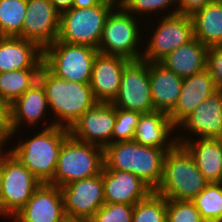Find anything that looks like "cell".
Returning <instances> with one entry per match:
<instances>
[{"mask_svg":"<svg viewBox=\"0 0 222 222\" xmlns=\"http://www.w3.org/2000/svg\"><path fill=\"white\" fill-rule=\"evenodd\" d=\"M118 0H103L87 8H71L60 14L57 40L98 49L107 17Z\"/></svg>","mask_w":222,"mask_h":222,"instance_id":"obj_6","label":"cell"},{"mask_svg":"<svg viewBox=\"0 0 222 222\" xmlns=\"http://www.w3.org/2000/svg\"><path fill=\"white\" fill-rule=\"evenodd\" d=\"M194 38L207 47L222 46V0H213L192 16Z\"/></svg>","mask_w":222,"mask_h":222,"instance_id":"obj_26","label":"cell"},{"mask_svg":"<svg viewBox=\"0 0 222 222\" xmlns=\"http://www.w3.org/2000/svg\"><path fill=\"white\" fill-rule=\"evenodd\" d=\"M13 218L14 222H63L67 217L60 188L41 183Z\"/></svg>","mask_w":222,"mask_h":222,"instance_id":"obj_15","label":"cell"},{"mask_svg":"<svg viewBox=\"0 0 222 222\" xmlns=\"http://www.w3.org/2000/svg\"><path fill=\"white\" fill-rule=\"evenodd\" d=\"M166 222H206L192 201L166 199Z\"/></svg>","mask_w":222,"mask_h":222,"instance_id":"obj_32","label":"cell"},{"mask_svg":"<svg viewBox=\"0 0 222 222\" xmlns=\"http://www.w3.org/2000/svg\"><path fill=\"white\" fill-rule=\"evenodd\" d=\"M38 80L43 85L48 106L57 118L65 120L62 127L71 126L97 101L93 96L90 84L66 81L52 74L44 65L41 67ZM65 124V125H64Z\"/></svg>","mask_w":222,"mask_h":222,"instance_id":"obj_4","label":"cell"},{"mask_svg":"<svg viewBox=\"0 0 222 222\" xmlns=\"http://www.w3.org/2000/svg\"><path fill=\"white\" fill-rule=\"evenodd\" d=\"M206 69L213 78L216 88L222 90V46L208 47Z\"/></svg>","mask_w":222,"mask_h":222,"instance_id":"obj_35","label":"cell"},{"mask_svg":"<svg viewBox=\"0 0 222 222\" xmlns=\"http://www.w3.org/2000/svg\"><path fill=\"white\" fill-rule=\"evenodd\" d=\"M218 89L207 69L186 77L175 108L168 114L173 124H179Z\"/></svg>","mask_w":222,"mask_h":222,"instance_id":"obj_18","label":"cell"},{"mask_svg":"<svg viewBox=\"0 0 222 222\" xmlns=\"http://www.w3.org/2000/svg\"><path fill=\"white\" fill-rule=\"evenodd\" d=\"M218 183L222 184V174Z\"/></svg>","mask_w":222,"mask_h":222,"instance_id":"obj_43","label":"cell"},{"mask_svg":"<svg viewBox=\"0 0 222 222\" xmlns=\"http://www.w3.org/2000/svg\"><path fill=\"white\" fill-rule=\"evenodd\" d=\"M177 3L178 0H118L117 4L121 5L129 13L133 12H154L170 4Z\"/></svg>","mask_w":222,"mask_h":222,"instance_id":"obj_34","label":"cell"},{"mask_svg":"<svg viewBox=\"0 0 222 222\" xmlns=\"http://www.w3.org/2000/svg\"><path fill=\"white\" fill-rule=\"evenodd\" d=\"M134 205L103 204L89 222H132Z\"/></svg>","mask_w":222,"mask_h":222,"instance_id":"obj_33","label":"cell"},{"mask_svg":"<svg viewBox=\"0 0 222 222\" xmlns=\"http://www.w3.org/2000/svg\"><path fill=\"white\" fill-rule=\"evenodd\" d=\"M41 183L10 152L2 151L1 214L14 216Z\"/></svg>","mask_w":222,"mask_h":222,"instance_id":"obj_8","label":"cell"},{"mask_svg":"<svg viewBox=\"0 0 222 222\" xmlns=\"http://www.w3.org/2000/svg\"><path fill=\"white\" fill-rule=\"evenodd\" d=\"M105 203L135 205L153 190L139 177L121 170H109L103 166Z\"/></svg>","mask_w":222,"mask_h":222,"instance_id":"obj_17","label":"cell"},{"mask_svg":"<svg viewBox=\"0 0 222 222\" xmlns=\"http://www.w3.org/2000/svg\"><path fill=\"white\" fill-rule=\"evenodd\" d=\"M115 122V106L112 103L97 102L71 126L69 131L75 139L105 149L112 143Z\"/></svg>","mask_w":222,"mask_h":222,"instance_id":"obj_13","label":"cell"},{"mask_svg":"<svg viewBox=\"0 0 222 222\" xmlns=\"http://www.w3.org/2000/svg\"><path fill=\"white\" fill-rule=\"evenodd\" d=\"M215 222H222V215Z\"/></svg>","mask_w":222,"mask_h":222,"instance_id":"obj_42","label":"cell"},{"mask_svg":"<svg viewBox=\"0 0 222 222\" xmlns=\"http://www.w3.org/2000/svg\"><path fill=\"white\" fill-rule=\"evenodd\" d=\"M98 49L56 40L43 49V65L66 81L90 84Z\"/></svg>","mask_w":222,"mask_h":222,"instance_id":"obj_7","label":"cell"},{"mask_svg":"<svg viewBox=\"0 0 222 222\" xmlns=\"http://www.w3.org/2000/svg\"><path fill=\"white\" fill-rule=\"evenodd\" d=\"M176 138L193 156L196 166L209 183H218L222 174V141L221 139L201 138L200 140H184Z\"/></svg>","mask_w":222,"mask_h":222,"instance_id":"obj_23","label":"cell"},{"mask_svg":"<svg viewBox=\"0 0 222 222\" xmlns=\"http://www.w3.org/2000/svg\"><path fill=\"white\" fill-rule=\"evenodd\" d=\"M112 104L116 108L149 113L154 111L149 62L139 59L130 60L124 67L120 89Z\"/></svg>","mask_w":222,"mask_h":222,"instance_id":"obj_10","label":"cell"},{"mask_svg":"<svg viewBox=\"0 0 222 222\" xmlns=\"http://www.w3.org/2000/svg\"><path fill=\"white\" fill-rule=\"evenodd\" d=\"M208 47L194 38L169 53L161 63L176 75L186 78L206 69Z\"/></svg>","mask_w":222,"mask_h":222,"instance_id":"obj_24","label":"cell"},{"mask_svg":"<svg viewBox=\"0 0 222 222\" xmlns=\"http://www.w3.org/2000/svg\"><path fill=\"white\" fill-rule=\"evenodd\" d=\"M213 0H178L179 7L170 15L181 14L192 16L196 11L203 8L206 4Z\"/></svg>","mask_w":222,"mask_h":222,"instance_id":"obj_37","label":"cell"},{"mask_svg":"<svg viewBox=\"0 0 222 222\" xmlns=\"http://www.w3.org/2000/svg\"><path fill=\"white\" fill-rule=\"evenodd\" d=\"M43 49L20 37H0V73L22 69H41Z\"/></svg>","mask_w":222,"mask_h":222,"instance_id":"obj_19","label":"cell"},{"mask_svg":"<svg viewBox=\"0 0 222 222\" xmlns=\"http://www.w3.org/2000/svg\"><path fill=\"white\" fill-rule=\"evenodd\" d=\"M50 2L60 14L73 6V0H50Z\"/></svg>","mask_w":222,"mask_h":222,"instance_id":"obj_38","label":"cell"},{"mask_svg":"<svg viewBox=\"0 0 222 222\" xmlns=\"http://www.w3.org/2000/svg\"><path fill=\"white\" fill-rule=\"evenodd\" d=\"M181 125L201 138L221 139L222 90H217L203 101L179 124Z\"/></svg>","mask_w":222,"mask_h":222,"instance_id":"obj_20","label":"cell"},{"mask_svg":"<svg viewBox=\"0 0 222 222\" xmlns=\"http://www.w3.org/2000/svg\"><path fill=\"white\" fill-rule=\"evenodd\" d=\"M149 79L154 111L169 114L177 104L184 78L159 62H149Z\"/></svg>","mask_w":222,"mask_h":222,"instance_id":"obj_21","label":"cell"},{"mask_svg":"<svg viewBox=\"0 0 222 222\" xmlns=\"http://www.w3.org/2000/svg\"><path fill=\"white\" fill-rule=\"evenodd\" d=\"M59 22L60 13L50 0H27L22 38L44 49L57 40Z\"/></svg>","mask_w":222,"mask_h":222,"instance_id":"obj_14","label":"cell"},{"mask_svg":"<svg viewBox=\"0 0 222 222\" xmlns=\"http://www.w3.org/2000/svg\"><path fill=\"white\" fill-rule=\"evenodd\" d=\"M47 105L49 104L45 89L38 80L11 104L13 132H16L22 121H26L28 124L37 123L38 119L43 117Z\"/></svg>","mask_w":222,"mask_h":222,"instance_id":"obj_25","label":"cell"},{"mask_svg":"<svg viewBox=\"0 0 222 222\" xmlns=\"http://www.w3.org/2000/svg\"><path fill=\"white\" fill-rule=\"evenodd\" d=\"M58 120L9 151L42 183H49L54 178L60 148L70 134L68 128L62 127L63 121Z\"/></svg>","mask_w":222,"mask_h":222,"instance_id":"obj_3","label":"cell"},{"mask_svg":"<svg viewBox=\"0 0 222 222\" xmlns=\"http://www.w3.org/2000/svg\"><path fill=\"white\" fill-rule=\"evenodd\" d=\"M64 212L68 219L89 221L105 204L103 168L100 174L71 182L60 188Z\"/></svg>","mask_w":222,"mask_h":222,"instance_id":"obj_11","label":"cell"},{"mask_svg":"<svg viewBox=\"0 0 222 222\" xmlns=\"http://www.w3.org/2000/svg\"><path fill=\"white\" fill-rule=\"evenodd\" d=\"M132 222H166V198L152 191L134 205Z\"/></svg>","mask_w":222,"mask_h":222,"instance_id":"obj_30","label":"cell"},{"mask_svg":"<svg viewBox=\"0 0 222 222\" xmlns=\"http://www.w3.org/2000/svg\"><path fill=\"white\" fill-rule=\"evenodd\" d=\"M2 154L0 152V214H1V197H2Z\"/></svg>","mask_w":222,"mask_h":222,"instance_id":"obj_40","label":"cell"},{"mask_svg":"<svg viewBox=\"0 0 222 222\" xmlns=\"http://www.w3.org/2000/svg\"><path fill=\"white\" fill-rule=\"evenodd\" d=\"M209 182L181 144L166 152L162 179L155 193L169 200L192 201Z\"/></svg>","mask_w":222,"mask_h":222,"instance_id":"obj_2","label":"cell"},{"mask_svg":"<svg viewBox=\"0 0 222 222\" xmlns=\"http://www.w3.org/2000/svg\"><path fill=\"white\" fill-rule=\"evenodd\" d=\"M192 202L206 222H215L222 215V184L209 183Z\"/></svg>","mask_w":222,"mask_h":222,"instance_id":"obj_29","label":"cell"},{"mask_svg":"<svg viewBox=\"0 0 222 222\" xmlns=\"http://www.w3.org/2000/svg\"><path fill=\"white\" fill-rule=\"evenodd\" d=\"M27 0H0V37L22 38Z\"/></svg>","mask_w":222,"mask_h":222,"instance_id":"obj_28","label":"cell"},{"mask_svg":"<svg viewBox=\"0 0 222 222\" xmlns=\"http://www.w3.org/2000/svg\"><path fill=\"white\" fill-rule=\"evenodd\" d=\"M194 39V24L190 15H167L160 22L141 59L160 62L169 53Z\"/></svg>","mask_w":222,"mask_h":222,"instance_id":"obj_12","label":"cell"},{"mask_svg":"<svg viewBox=\"0 0 222 222\" xmlns=\"http://www.w3.org/2000/svg\"><path fill=\"white\" fill-rule=\"evenodd\" d=\"M174 128L176 126L173 124L168 113L156 110L149 113H142L133 140L147 147L173 149L178 144L177 140L169 143L167 140Z\"/></svg>","mask_w":222,"mask_h":222,"instance_id":"obj_22","label":"cell"},{"mask_svg":"<svg viewBox=\"0 0 222 222\" xmlns=\"http://www.w3.org/2000/svg\"><path fill=\"white\" fill-rule=\"evenodd\" d=\"M169 150L147 147L134 140L115 142L104 149V166L132 173L154 191L162 179L164 158Z\"/></svg>","mask_w":222,"mask_h":222,"instance_id":"obj_1","label":"cell"},{"mask_svg":"<svg viewBox=\"0 0 222 222\" xmlns=\"http://www.w3.org/2000/svg\"><path fill=\"white\" fill-rule=\"evenodd\" d=\"M11 124V104L0 98V147L13 134Z\"/></svg>","mask_w":222,"mask_h":222,"instance_id":"obj_36","label":"cell"},{"mask_svg":"<svg viewBox=\"0 0 222 222\" xmlns=\"http://www.w3.org/2000/svg\"><path fill=\"white\" fill-rule=\"evenodd\" d=\"M130 60L98 52L92 68L90 86L97 102L112 103L117 97L123 69Z\"/></svg>","mask_w":222,"mask_h":222,"instance_id":"obj_16","label":"cell"},{"mask_svg":"<svg viewBox=\"0 0 222 222\" xmlns=\"http://www.w3.org/2000/svg\"><path fill=\"white\" fill-rule=\"evenodd\" d=\"M141 114L137 111L115 107L116 122L112 133V143L133 140Z\"/></svg>","mask_w":222,"mask_h":222,"instance_id":"obj_31","label":"cell"},{"mask_svg":"<svg viewBox=\"0 0 222 222\" xmlns=\"http://www.w3.org/2000/svg\"><path fill=\"white\" fill-rule=\"evenodd\" d=\"M103 0H73V8H87L99 5Z\"/></svg>","mask_w":222,"mask_h":222,"instance_id":"obj_39","label":"cell"},{"mask_svg":"<svg viewBox=\"0 0 222 222\" xmlns=\"http://www.w3.org/2000/svg\"><path fill=\"white\" fill-rule=\"evenodd\" d=\"M40 69H22L0 73V98L12 104L38 81Z\"/></svg>","mask_w":222,"mask_h":222,"instance_id":"obj_27","label":"cell"},{"mask_svg":"<svg viewBox=\"0 0 222 222\" xmlns=\"http://www.w3.org/2000/svg\"><path fill=\"white\" fill-rule=\"evenodd\" d=\"M103 166V148L69 134L60 148L54 178L49 184L61 188L73 181L91 178L100 174Z\"/></svg>","mask_w":222,"mask_h":222,"instance_id":"obj_5","label":"cell"},{"mask_svg":"<svg viewBox=\"0 0 222 222\" xmlns=\"http://www.w3.org/2000/svg\"><path fill=\"white\" fill-rule=\"evenodd\" d=\"M63 222H84V220L68 219V218H66Z\"/></svg>","mask_w":222,"mask_h":222,"instance_id":"obj_41","label":"cell"},{"mask_svg":"<svg viewBox=\"0 0 222 222\" xmlns=\"http://www.w3.org/2000/svg\"><path fill=\"white\" fill-rule=\"evenodd\" d=\"M120 11H111L103 28L98 51L107 55L121 56L128 60H139L142 55L136 51L139 30L136 19L121 5Z\"/></svg>","mask_w":222,"mask_h":222,"instance_id":"obj_9","label":"cell"}]
</instances>
